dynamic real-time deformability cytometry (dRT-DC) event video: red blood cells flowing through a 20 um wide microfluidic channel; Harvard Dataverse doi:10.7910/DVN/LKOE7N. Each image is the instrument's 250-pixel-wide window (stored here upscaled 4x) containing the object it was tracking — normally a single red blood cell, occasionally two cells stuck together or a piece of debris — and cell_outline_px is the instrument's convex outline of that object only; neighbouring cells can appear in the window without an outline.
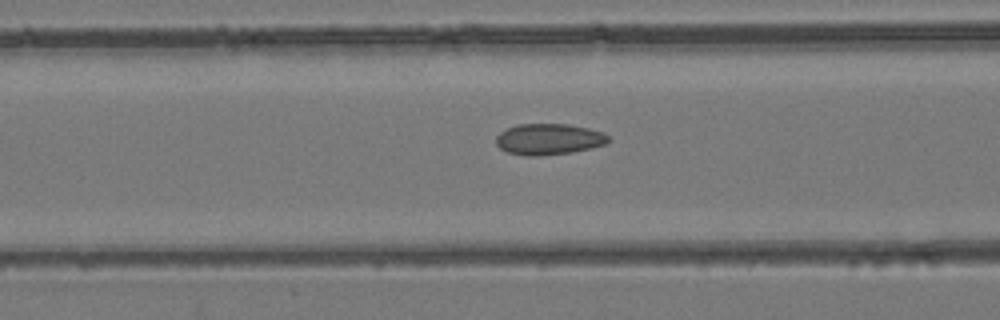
{"species": "common noctule bat (a hibernating species)", "species_latin": "Nyctalus noctula", "temperature_condition": "room temperature", "stored_images_in_passage": 48, "camera_frame_rate_fps": 3000, "um_per_image_px": 0.085, "animal": {"sex": "female", "body_mass_g": 24.6, "forearm_length_mm": 56.2}, "frame": {"image": 1, "passage_image": 20, "time_ms": 6.333, "image_size_px": [1000, 320], "cell_outline_px": [[608, 140], [604, 144], [592, 148], [572, 152], [536, 156], [524, 156], [508, 152], [500, 148], [496, 144], [496, 136], [500, 132], [516, 124], [568, 124], [588, 128], [604, 132], [608, 136]], "centroid_in_image_um": [46.63, 11.83], "position_along_channel_um": 120.0, "area_um2": 20.35}}
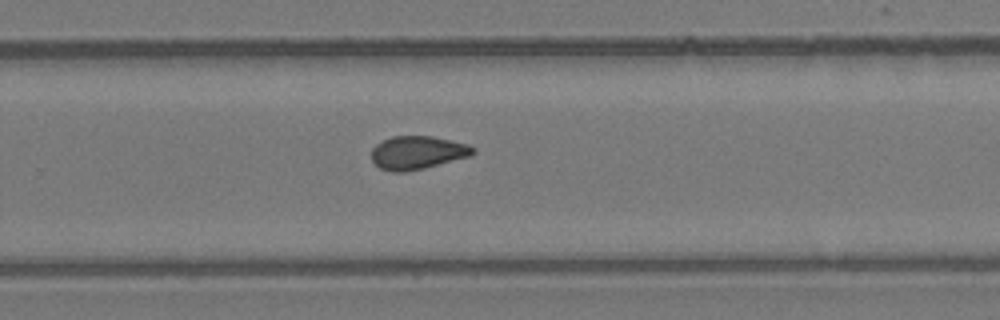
{"frame": {"image": 2, "passage_image": 32, "time_ms": 10.333, "image_size_px": [1000, 320], "cell_outline_px": [[476, 152], [472, 156], [424, 168], [404, 172], [392, 172], [380, 168], [372, 160], [372, 148], [376, 144], [392, 136], [432, 136], [468, 144], [476, 148]], "centroid_in_image_um": [35.52, 12.97], "position_along_channel_um": 294.3, "area_um2": 19.77}}
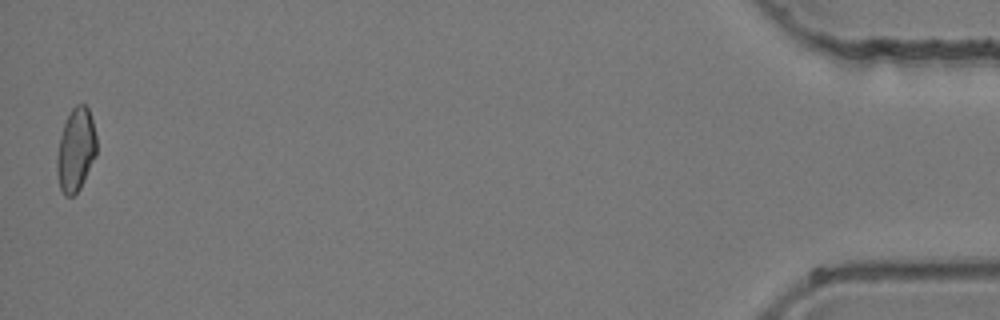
{"frame": {"image": 3, "passage_image": 48, "time_ms": 15.667, "image_size_px": [1000, 320], "cell_outline_px": [[96, 156], [80, 188], [72, 196], [64, 196], [60, 188], [56, 172], [56, 156], [64, 124], [72, 108], [76, 104], [84, 104], [88, 108], [92, 120], [96, 136]], "centroid_in_image_um": [6.44, 12.76], "position_along_channel_um": 428.8, "area_um2": 19.13}}